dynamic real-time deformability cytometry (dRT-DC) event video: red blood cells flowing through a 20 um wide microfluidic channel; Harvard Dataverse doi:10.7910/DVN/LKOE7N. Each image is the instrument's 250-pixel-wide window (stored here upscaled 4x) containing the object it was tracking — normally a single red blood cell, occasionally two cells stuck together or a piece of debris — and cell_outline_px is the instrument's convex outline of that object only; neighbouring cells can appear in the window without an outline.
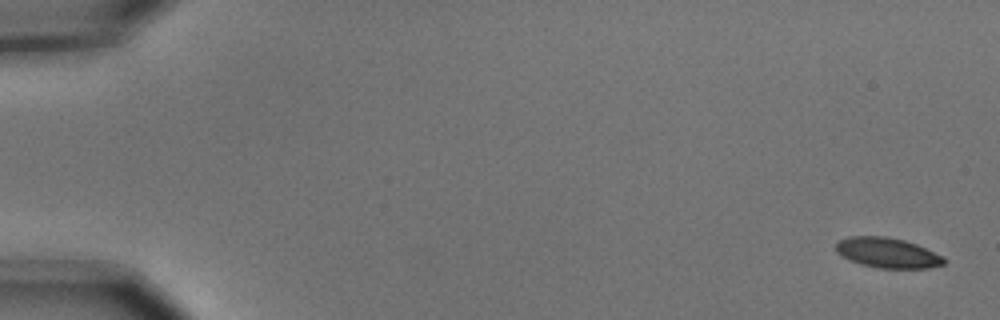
{"species": "common noctule bat (a hibernating species)", "species_latin": "Nyctalus noctula", "temperature_condition": "cold", "stored_images_in_passage": 5, "camera_frame_rate_fps": 3000, "um_per_image_px": 0.085, "animal": {"sex": "male", "body_mass_g": 15.6}, "frame": {"image": 1, "passage_image": 1, "time_ms": 0.0, "image_size_px": [1000, 320], "cell_outline_px": [[944, 264], [928, 268], [880, 268], [860, 264], [840, 256], [836, 252], [836, 240], [848, 236], [888, 236], [904, 240], [916, 244], [944, 256]], "centroid_in_image_um": [75.39, 21.47], "position_along_channel_um": 9.6, "area_um2": 19.13}}
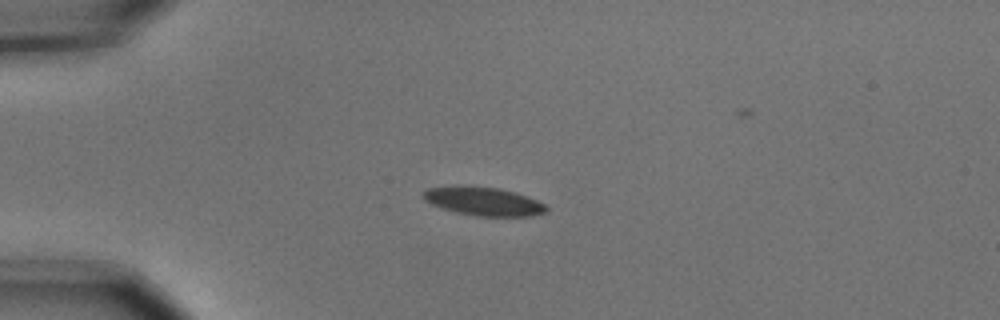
{"frame": {"image": 2, "passage_image": 4, "time_ms": 1.0, "image_size_px": [1000, 320], "cell_outline_px": [[548, 208], [544, 212], [528, 216], [476, 216], [456, 212], [440, 208], [424, 200], [420, 196], [420, 192], [428, 188], [452, 184], [468, 184], [500, 188], [528, 196], [544, 204]], "centroid_in_image_um": [40.98, 17.07], "position_along_channel_um": 44.0, "area_um2": 21.04}}